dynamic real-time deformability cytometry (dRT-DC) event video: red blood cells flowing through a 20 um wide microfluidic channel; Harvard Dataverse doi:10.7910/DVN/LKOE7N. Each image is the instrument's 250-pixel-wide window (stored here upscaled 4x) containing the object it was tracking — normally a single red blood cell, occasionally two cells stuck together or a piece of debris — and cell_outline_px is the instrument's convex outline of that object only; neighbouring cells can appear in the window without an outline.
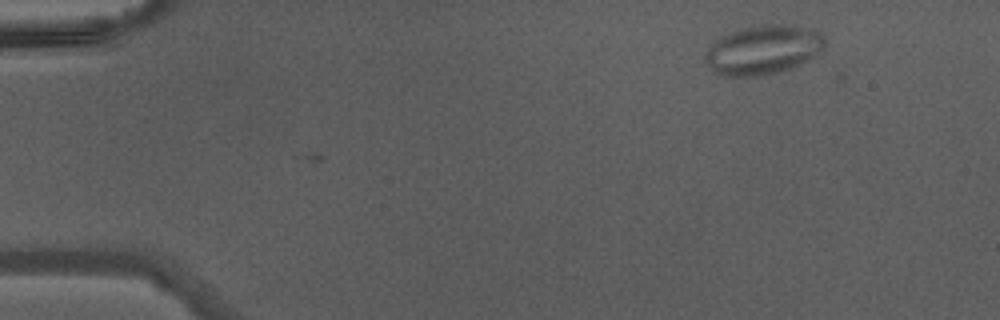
{"species": "Egyptian fruit bat (a non-hibernating species)", "species_latin": "Rousettus aegyptiacus", "temperature_condition": "warm", "stored_images_in_passage": 33, "camera_frame_rate_fps": 3000, "um_per_image_px": 0.085, "animal": {"sex": "male"}, "frame": {"image": 1, "passage_image": 1, "time_ms": 0.0, "image_size_px": [1000, 320], "cell_outline_px": [[824, 48], [820, 52], [808, 60], [792, 68], [776, 72], [756, 76], [724, 76], [712, 72], [704, 60], [704, 56], [708, 48], [720, 36], [740, 28], [764, 24], [792, 24], [820, 32], [824, 36]], "centroid_in_image_um": [64.84, 4.23], "position_along_channel_um": 20.2, "area_um2": 34.51}}
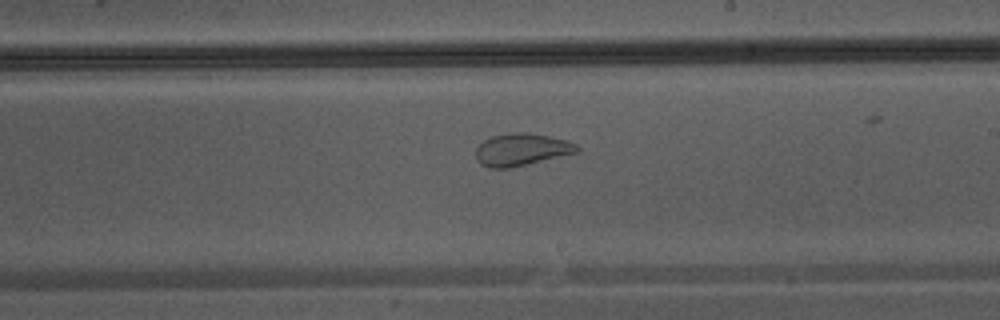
{"frame": {"image": 2, "passage_image": 23, "time_ms": 7.333, "image_size_px": [1000, 320], "cell_outline_px": [[580, 152], [508, 168], [488, 168], [480, 164], [476, 160], [476, 148], [484, 140], [492, 136], [508, 132], [528, 132], [548, 136], [564, 140], [576, 144], [580, 148]], "centroid_in_image_um": [44.31, 12.71], "position_along_channel_um": 244.7, "area_um2": 19.07}}
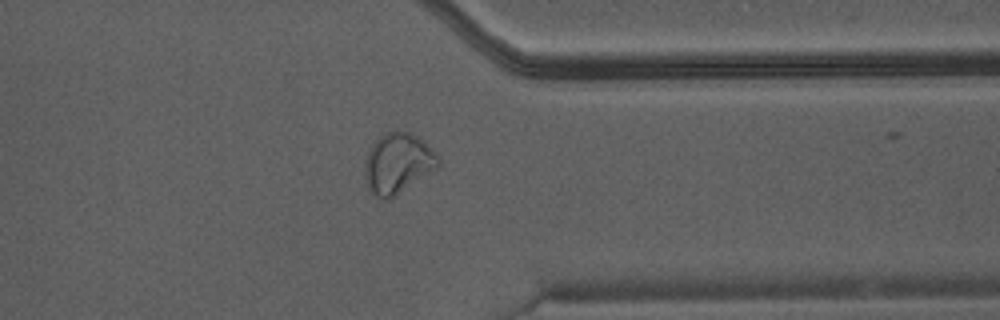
{"frame": {"image": 3, "passage_image": 32, "time_ms": 10.333, "image_size_px": [1000, 320], "cell_outline_px": [[440, 164], [436, 168], [388, 200], [380, 200], [368, 188], [364, 164], [368, 152], [372, 144], [384, 132], [408, 132], [424, 140], [440, 156]], "centroid_in_image_um": [33.82, 13.87], "position_along_channel_um": 377.6, "area_um2": 25.55}}